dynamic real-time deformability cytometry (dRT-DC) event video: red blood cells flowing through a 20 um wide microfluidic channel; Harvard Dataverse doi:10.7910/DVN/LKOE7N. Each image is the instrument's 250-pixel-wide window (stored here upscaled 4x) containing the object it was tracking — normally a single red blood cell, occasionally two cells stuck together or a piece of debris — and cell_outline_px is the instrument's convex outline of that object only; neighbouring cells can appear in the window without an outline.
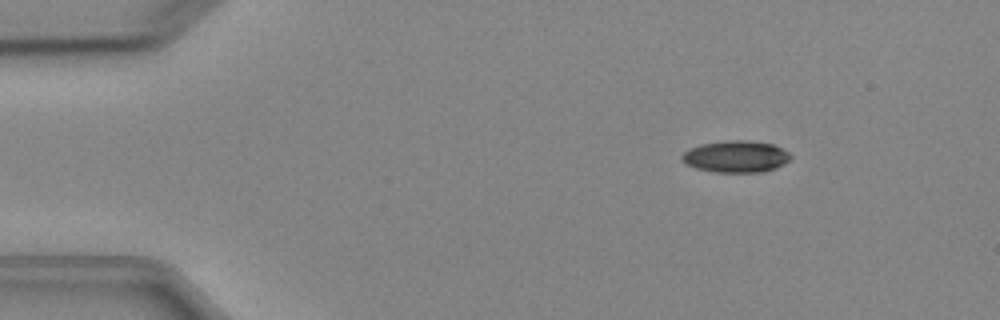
{"species": "Egyptian fruit bat (a non-hibernating species)", "species_latin": "Rousettus aegyptiacus", "temperature_condition": "cold", "stored_images_in_passage": 7, "camera_frame_rate_fps": 3000, "um_per_image_px": 0.085, "animal": {"sex": "female"}, "frame": {"image": 1, "passage_image": 3, "time_ms": 2.333, "image_size_px": [1000, 320], "cell_outline_px": [[792, 156], [784, 164], [776, 168], [764, 172], [716, 172], [696, 168], [680, 160], [680, 156], [688, 148], [700, 144], [724, 140], [748, 140], [772, 144], [788, 152]], "centroid_in_image_um": [62.53, 13.3], "position_along_channel_um": 22.5, "area_um2": 20.23}}
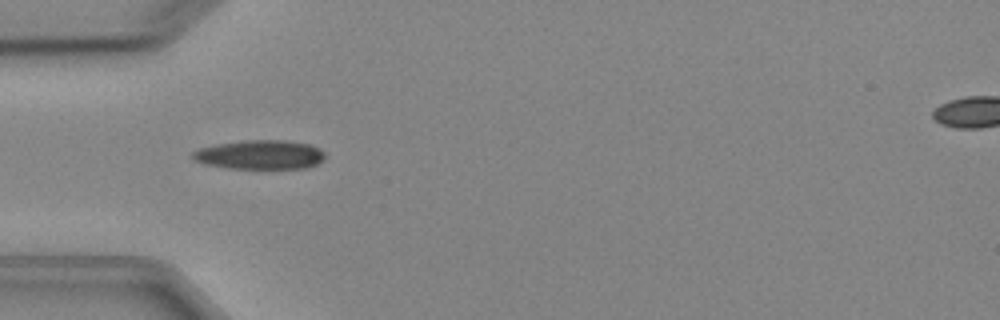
{"frame": {"image": 2, "passage_image": 5, "time_ms": 5.333, "image_size_px": [1000, 320], "cell_outline_px": [[324, 160], [316, 164], [304, 168], [228, 168], [204, 164], [192, 160], [192, 152], [200, 148], [216, 144], [244, 140], [288, 140], [312, 144], [320, 148], [324, 152]], "centroid_in_image_um": [22.1, 13.14], "position_along_channel_um": 62.9, "area_um2": 22.66}}